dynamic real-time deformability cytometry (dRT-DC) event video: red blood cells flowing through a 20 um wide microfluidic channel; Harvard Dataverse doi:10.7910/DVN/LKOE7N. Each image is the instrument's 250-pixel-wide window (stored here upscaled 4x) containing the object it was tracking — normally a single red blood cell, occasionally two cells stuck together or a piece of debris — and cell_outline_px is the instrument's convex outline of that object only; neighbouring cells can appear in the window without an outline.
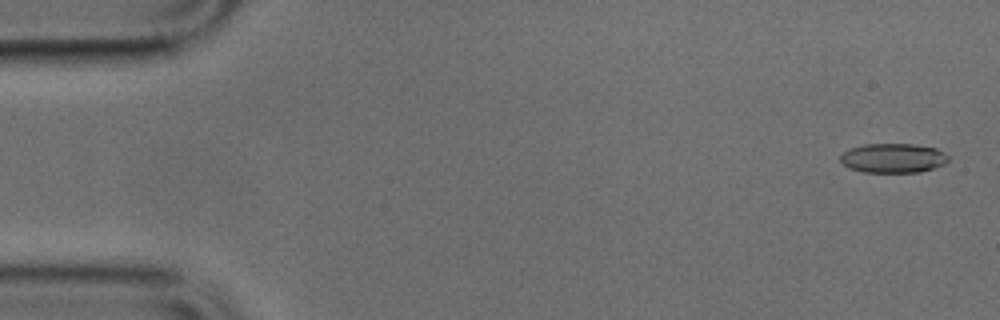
{"species": "common noctule bat (a hibernating species)", "species_latin": "Nyctalus noctula", "temperature_condition": "cold", "stored_images_in_passage": 50, "camera_frame_rate_fps": 3000, "um_per_image_px": 0.085, "animal": {"sex": "male", "body_mass_g": 17.9, "forearm_length_mm": 54.2}, "frame": {"image": 1, "passage_image": 2, "time_ms": 0.333, "image_size_px": [1000, 320], "cell_outline_px": [[948, 160], [944, 164], [920, 172], [864, 172], [848, 168], [840, 160], [840, 156], [844, 152], [852, 148], [864, 144], [912, 144], [936, 148], [948, 156]], "centroid_in_image_um": [75.9, 13.44], "position_along_channel_um": 9.1, "area_um2": 18.32}}
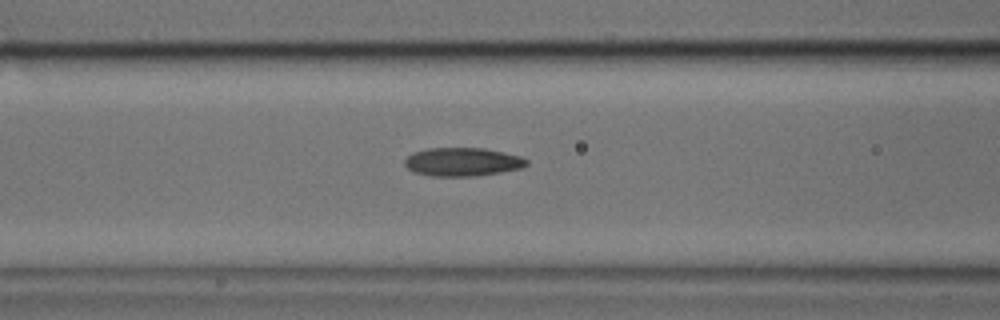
{"frame": {"image": 2, "passage_image": 20, "time_ms": 6.333, "image_size_px": [1000, 320], "cell_outline_px": [[528, 164], [520, 168], [500, 172], [472, 176], [432, 176], [416, 172], [408, 168], [404, 164], [404, 160], [412, 152], [428, 148], [484, 148], [504, 152], [520, 156], [528, 160]], "centroid_in_image_um": [39.3, 13.75], "position_along_channel_um": 127.3, "area_um2": 20.11}}
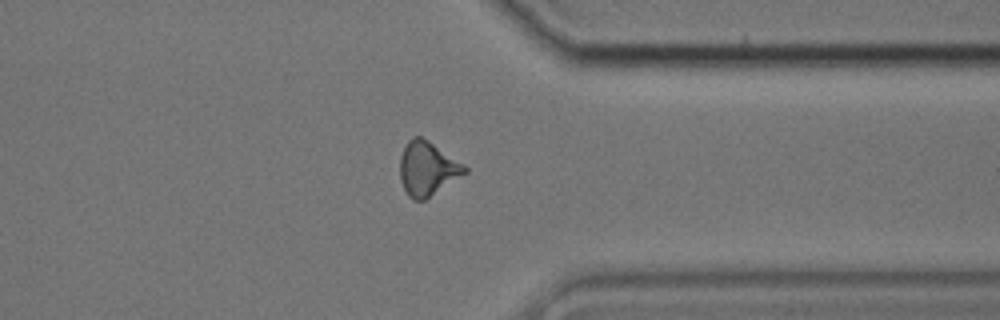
{"frame": {"image": 3, "passage_image": 39, "time_ms": 12.667, "image_size_px": [1000, 320], "cell_outline_px": [[468, 172], [424, 200], [412, 200], [408, 196], [400, 180], [400, 156], [408, 140], [412, 136], [420, 136], [428, 140], [464, 164], [468, 168]], "centroid_in_image_um": [36.32, 14.33], "position_along_channel_um": 375.1, "area_um2": 20.35}}